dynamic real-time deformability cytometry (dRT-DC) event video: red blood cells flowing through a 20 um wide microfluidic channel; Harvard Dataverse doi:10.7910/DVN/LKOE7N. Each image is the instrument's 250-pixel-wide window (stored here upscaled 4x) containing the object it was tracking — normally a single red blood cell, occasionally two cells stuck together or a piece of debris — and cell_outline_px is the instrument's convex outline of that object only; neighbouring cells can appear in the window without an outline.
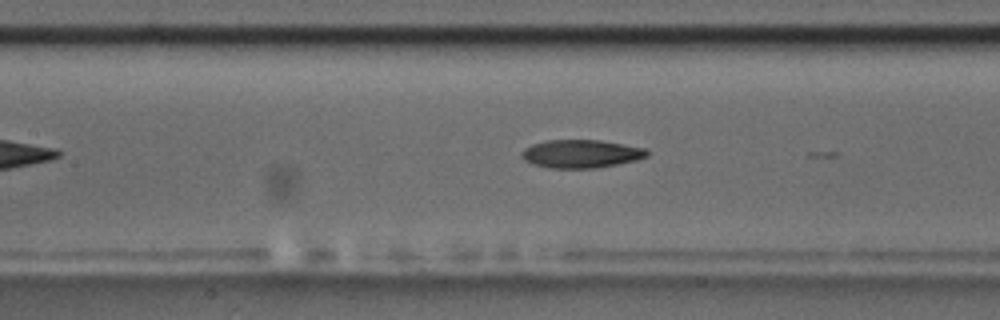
{"species": "common noctule bat (a hibernating species)", "species_latin": "Nyctalus noctula", "temperature_condition": "room temperature", "stored_images_in_passage": 9, "camera_frame_rate_fps": 3000, "um_per_image_px": 0.085, "animal": {"sex": "male", "body_mass_g": 17.5, "forearm_length_mm": 52.3}, "frame": {"image": 1, "passage_image": 7, "time_ms": 2.0, "image_size_px": [1000, 320], "cell_outline_px": [[648, 156], [636, 160], [596, 168], [552, 168], [536, 164], [524, 160], [520, 156], [520, 152], [524, 148], [532, 144], [544, 140], [600, 140], [644, 148], [648, 152]], "centroid_in_image_um": [49.35, 13.06], "position_along_channel_um": 158.0, "area_um2": 20.46}}